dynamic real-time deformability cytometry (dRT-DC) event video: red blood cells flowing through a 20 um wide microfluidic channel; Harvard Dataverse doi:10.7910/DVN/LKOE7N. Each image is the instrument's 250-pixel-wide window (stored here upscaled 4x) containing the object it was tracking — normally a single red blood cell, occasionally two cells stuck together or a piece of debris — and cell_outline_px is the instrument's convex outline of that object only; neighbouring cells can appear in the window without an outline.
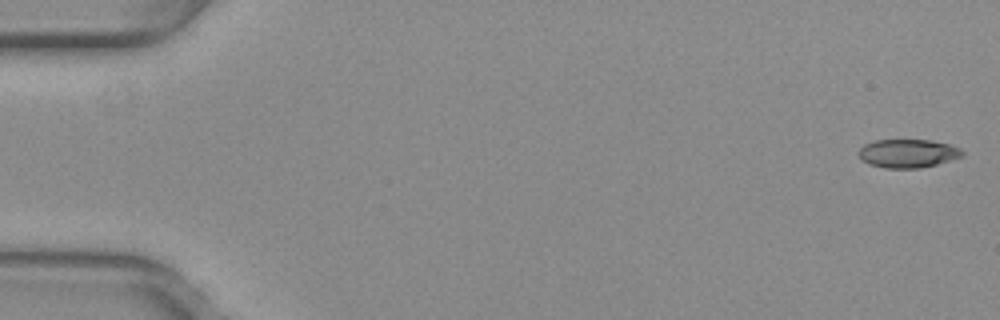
{"species": "common noctule bat (a hibernating species)", "species_latin": "Nyctalus noctula", "temperature_condition": "warm", "stored_images_in_passage": 52, "camera_frame_rate_fps": 3000, "um_per_image_px": 0.085, "animal": {"sex": "female", "body_mass_g": 29.2, "forearm_length_mm": 56.3}, "frame": {"image": 1, "passage_image": 1, "time_ms": 0.0, "image_size_px": [1000, 320], "cell_outline_px": [[964, 156], [936, 164], [920, 168], [884, 168], [868, 164], [860, 156], [860, 148], [864, 144], [876, 140], [932, 140], [948, 144], [960, 148], [964, 152]], "centroid_in_image_um": [77.19, 13.04], "position_along_channel_um": 7.8, "area_um2": 17.11}}
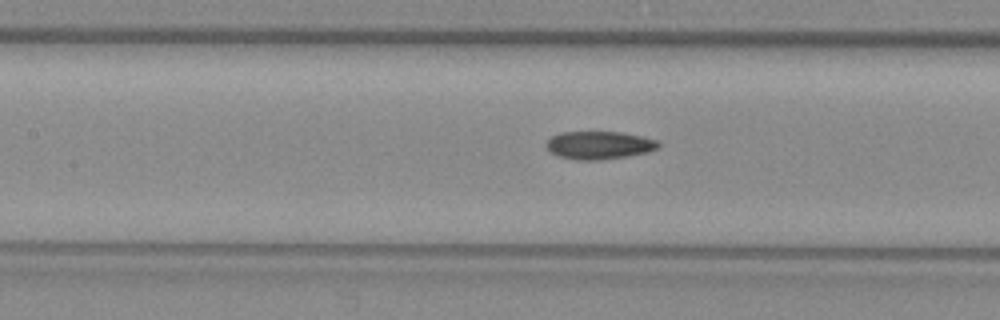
{"frame": {"image": 2, "passage_image": 24, "time_ms": 7.667, "image_size_px": [1000, 320], "cell_outline_px": [[660, 144], [656, 148], [648, 152], [628, 156], [600, 160], [576, 160], [556, 156], [544, 144], [552, 136], [560, 132], [620, 132], [640, 136], [656, 140]], "centroid_in_image_um": [50.89, 12.35], "position_along_channel_um": 156.5, "area_um2": 18.21}}
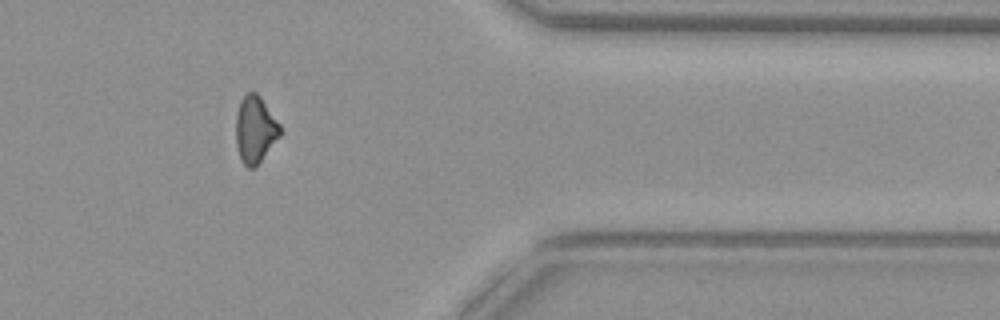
{"frame": {"image": 3, "passage_image": 43, "time_ms": 14.0, "image_size_px": [1000, 320], "cell_outline_px": [[280, 136], [256, 168], [248, 168], [240, 160], [236, 144], [236, 116], [240, 100], [248, 92], [256, 92], [260, 96], [280, 124]], "centroid_in_image_um": [21.68, 11.04], "position_along_channel_um": 389.7, "area_um2": 17.34}, "authors_computed_cell_mechanics": {"area_um2": 17.8024, "velocity_mm_per_s": 4.0009, "shape_relaxation_time_tau1_ms": null, "shape_relaxation_time_tau2_ms": 3.3154, "deformation_change_tau1": null, "deformation_change_tau2": 0.0992}}